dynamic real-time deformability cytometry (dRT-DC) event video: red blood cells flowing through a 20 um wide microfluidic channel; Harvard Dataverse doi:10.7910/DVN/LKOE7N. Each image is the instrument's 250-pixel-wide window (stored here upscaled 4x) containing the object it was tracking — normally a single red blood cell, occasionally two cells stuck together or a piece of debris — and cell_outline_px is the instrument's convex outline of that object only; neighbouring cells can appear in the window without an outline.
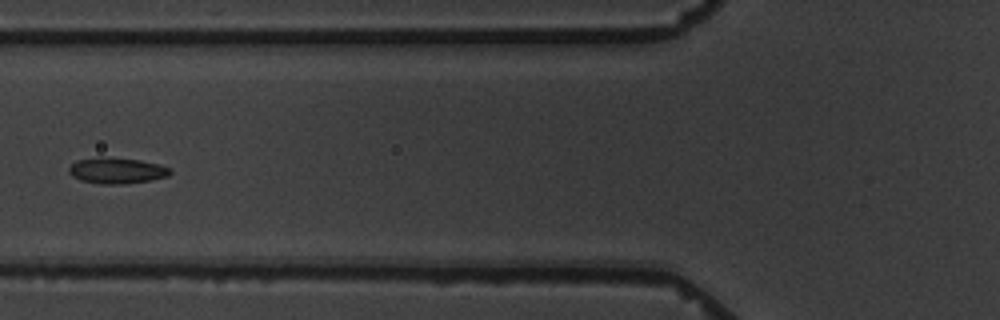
{"species": "common noctule bat (a hibernating species)", "species_latin": "Nyctalus noctula", "temperature_condition": "warm", "stored_images_in_passage": 16, "segment_of_instrument_passage": [1, 2], "camera_frame_rate_fps": 3000, "um_per_image_px": 0.085, "animal": {"sex": "male", "body_mass_g": 19.5, "forearm_length_mm": 54.6}, "frame": {"image": 1, "passage_image": 6, "time_ms": 7.333, "image_size_px": [1000, 320], "cell_outline_px": [[172, 172], [168, 176], [152, 180], [124, 184], [100, 184], [80, 180], [72, 176], [68, 172], [68, 168], [76, 160], [100, 156], [140, 160], [160, 164], [172, 168]], "centroid_in_image_um": [9.94, 14.49], "position_along_channel_um": 115.9, "area_um2": 15.61}}
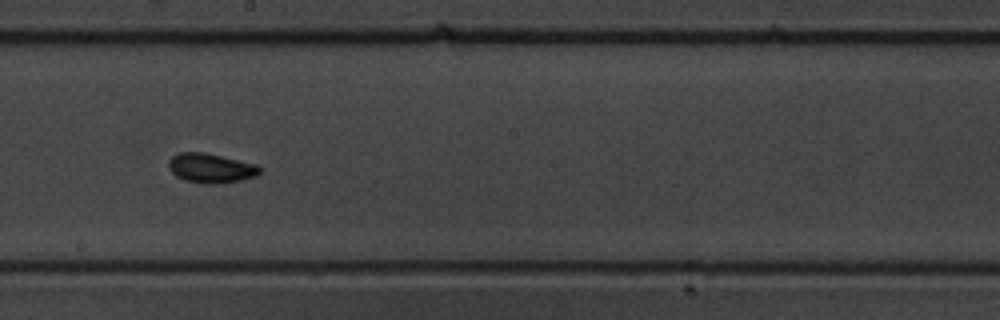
{"frame": {"image": 2, "passage_image": 9, "time_ms": 10.667, "image_size_px": [1000, 320], "cell_outline_px": [[260, 172], [256, 176], [240, 180], [216, 184], [204, 184], [184, 180], [176, 176], [168, 168], [168, 160], [172, 156], [180, 152], [204, 152], [256, 164], [260, 168]], "centroid_in_image_um": [17.88, 14.29], "position_along_channel_um": 230.3, "area_um2": 15.66}}
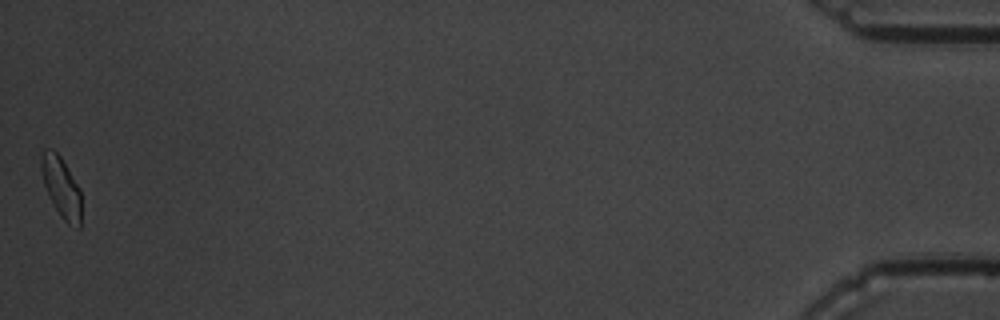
{"frame": {"image": 3, "passage_image": 15, "time_ms": 19.333, "image_size_px": [1000, 320], "cell_outline_px": [[80, 228], [76, 228], [68, 224], [60, 216], [44, 184], [40, 168], [40, 156], [44, 148], [52, 148], [60, 156], [80, 188]], "centroid_in_image_um": [5.2, 15.88], "position_along_channel_um": 430.0, "area_um2": 13.99}}